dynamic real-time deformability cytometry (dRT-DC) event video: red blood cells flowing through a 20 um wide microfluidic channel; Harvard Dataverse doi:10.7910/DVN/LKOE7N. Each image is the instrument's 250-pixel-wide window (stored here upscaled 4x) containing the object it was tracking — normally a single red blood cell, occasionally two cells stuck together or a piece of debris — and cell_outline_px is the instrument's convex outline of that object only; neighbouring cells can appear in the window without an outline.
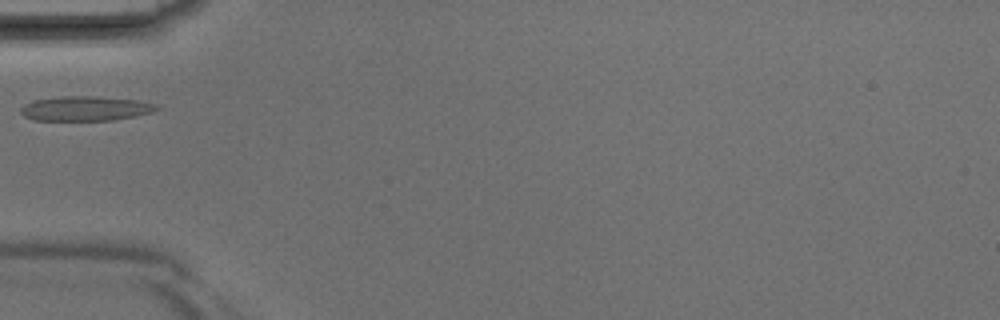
{"species": "Egyptian fruit bat (a non-hibernating species)", "species_latin": "Rousettus aegyptiacus", "temperature_condition": "room temperature", "stored_images_in_passage": 26, "camera_frame_rate_fps": 3000, "um_per_image_px": 0.085, "animal": {"sex": "male"}, "frame": {"image": 1, "passage_image": 1, "time_ms": 0.0, "image_size_px": [1000, 320], "cell_outline_px": [[160, 108], [152, 112], [136, 116], [112, 120], [32, 120], [24, 116], [20, 112], [20, 108], [24, 104], [32, 100], [60, 96], [96, 96], [140, 100], [156, 104]], "centroid_in_image_um": [7.25, 9.21], "position_along_channel_um": 77.7, "area_um2": 19.71}}
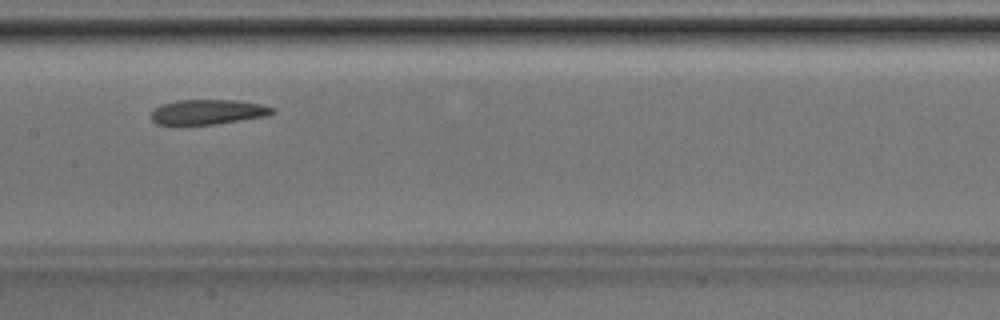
{"frame": {"image": 2, "passage_image": 8, "time_ms": 2.333, "image_size_px": [1000, 320], "cell_outline_px": [[276, 112], [268, 116], [216, 124], [156, 124], [152, 120], [152, 112], [160, 104], [176, 100], [236, 100], [260, 104], [276, 108]], "centroid_in_image_um": [17.72, 9.51], "position_along_channel_um": 189.7, "area_um2": 17.63}}
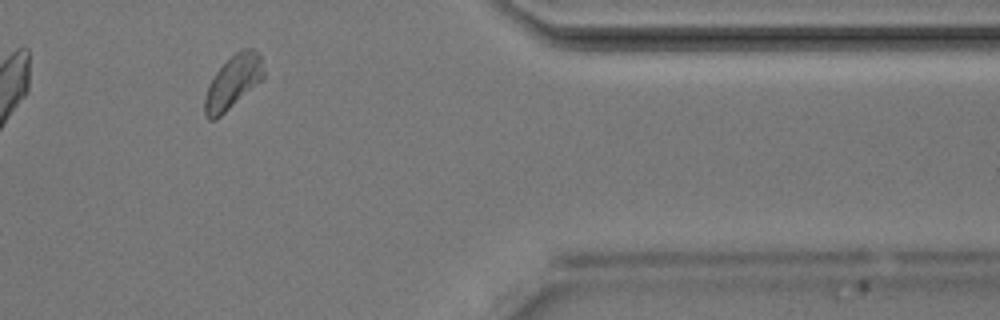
{"frame": {"image": 3, "passage_image": 22, "time_ms": 7.0, "image_size_px": [1000, 320], "cell_outline_px": [[264, 76], [260, 80], [216, 120], [208, 120], [204, 116], [204, 100], [208, 84], [216, 72], [236, 52], [244, 48], [252, 48], [260, 52], [264, 72]], "centroid_in_image_um": [19.78, 6.97], "position_along_channel_um": 391.6, "area_um2": 17.92}}